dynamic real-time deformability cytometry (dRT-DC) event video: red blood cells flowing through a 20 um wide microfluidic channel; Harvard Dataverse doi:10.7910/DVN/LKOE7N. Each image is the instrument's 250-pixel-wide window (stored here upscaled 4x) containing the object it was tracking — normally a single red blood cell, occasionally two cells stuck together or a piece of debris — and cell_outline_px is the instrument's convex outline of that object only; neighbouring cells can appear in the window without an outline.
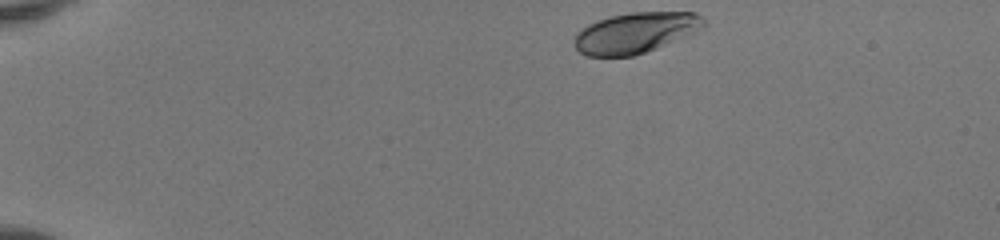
{"species": "human", "species_latin": "Homo sapiens", "temperature_condition": "room temperature", "stored_images_in_passage": 42, "camera_frame_rate_fps": 3000, "um_per_image_px": 0.085, "donor": {"sex": "female"}, "frame": {"image": 1, "passage_image": 1, "time_ms": 0.0, "image_size_px": [1000, 240], "cell_outline_px": [[708, 24], [704, 28], [696, 32], [656, 48], [632, 56], [588, 56], [580, 52], [576, 48], [576, 32], [588, 24], [608, 16], [632, 12], [696, 12]], "centroid_in_image_um": [54.05, 2.77], "position_along_channel_um": 31.0, "area_um2": 30.58}}
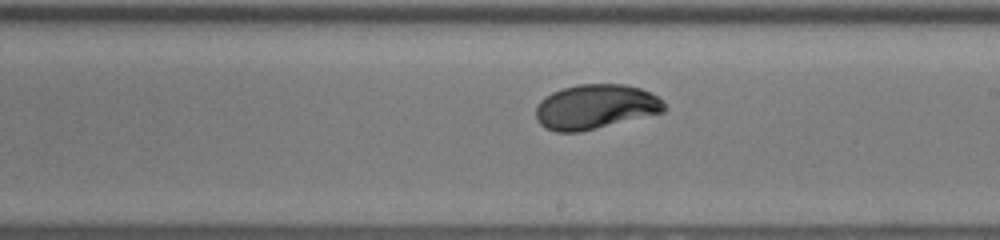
{"frame": {"image": 2, "passage_image": 23, "time_ms": 7.333, "image_size_px": [1000, 240], "cell_outline_px": [[668, 108], [664, 112], [580, 132], [556, 132], [544, 128], [536, 120], [536, 108], [540, 100], [544, 96], [552, 92], [564, 88], [580, 84], [624, 84], [640, 88], [656, 96]], "centroid_in_image_um": [50.58, 9.08], "position_along_channel_um": 238.4, "area_um2": 33.41}}
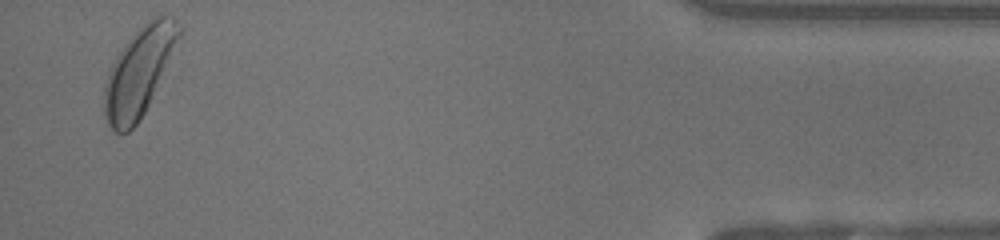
{"frame": {"image": 3, "passage_image": 41, "time_ms": 13.333, "image_size_px": [1000, 240], "cell_outline_px": [[184, 28], [148, 104], [140, 120], [128, 132], [116, 132], [108, 124], [104, 112], [104, 84], [112, 64], [116, 56], [124, 44], [152, 16], [160, 12], [172, 16]], "centroid_in_image_um": [11.82, 6.04], "position_along_channel_um": 423.4, "area_um2": 37.92}, "authors_computed_cell_mechanics": {"area_um2": 33.0616, "velocity_mm_per_s": 4.1085, "shape_relaxation_time_tau1_ms": 2.3608, "shape_relaxation_time_tau2_ms": null, "deformation_change_tau1": 0.1473, "deformation_change_tau2": null}}